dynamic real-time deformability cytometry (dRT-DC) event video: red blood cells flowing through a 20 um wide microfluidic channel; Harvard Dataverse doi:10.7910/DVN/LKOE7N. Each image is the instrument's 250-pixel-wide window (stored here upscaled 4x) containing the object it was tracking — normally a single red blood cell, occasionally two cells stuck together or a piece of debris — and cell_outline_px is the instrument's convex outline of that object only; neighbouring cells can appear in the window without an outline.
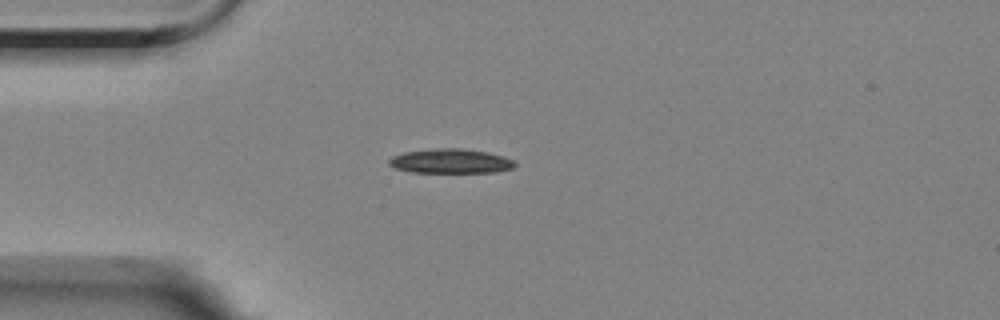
{"species": "Egyptian fruit bat (a non-hibernating species)", "species_latin": "Rousettus aegyptiacus", "temperature_condition": "room temperature", "stored_images_in_passage": 1, "camera_frame_rate_fps": 3000, "um_per_image_px": 0.085, "animal": {"sex": "female"}, "frame": {"image": 1, "passage_image": 1, "time_ms": 0.0, "image_size_px": [1000, 320], "cell_outline_px": [[516, 164], [512, 168], [496, 172], [412, 172], [392, 168], [388, 164], [388, 160], [392, 156], [404, 152], [436, 148], [460, 148], [488, 152], [504, 156], [516, 160]], "centroid_in_image_um": [38.3, 13.69], "position_along_channel_um": 46.7, "area_um2": 18.09}}